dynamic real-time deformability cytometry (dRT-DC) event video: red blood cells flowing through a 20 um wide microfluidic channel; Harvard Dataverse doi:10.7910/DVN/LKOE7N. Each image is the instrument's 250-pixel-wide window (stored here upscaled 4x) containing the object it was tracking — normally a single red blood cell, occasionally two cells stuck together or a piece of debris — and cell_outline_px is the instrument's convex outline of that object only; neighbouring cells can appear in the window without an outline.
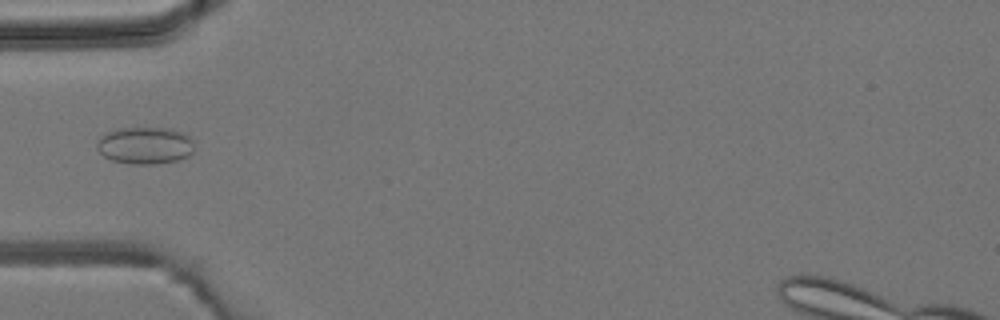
{"species": "common noctule bat (a hibernating species)", "species_latin": "Nyctalus noctula", "temperature_condition": "room temperature", "stored_images_in_passage": 1, "camera_frame_rate_fps": 3000, "um_per_image_px": 0.085, "animal": {"sex": "male", "body_mass_g": 19.2, "forearm_length_mm": 51.8}, "frame": {"image": 1, "passage_image": 1, "time_ms": 0.0, "image_size_px": [1000, 320], "cell_outline_px": [[192, 152], [188, 156], [176, 160], [152, 164], [128, 164], [112, 160], [104, 156], [96, 148], [96, 144], [100, 136], [104, 132], [116, 128], [172, 128], [184, 132], [192, 136]], "centroid_in_image_um": [12.3, 12.34], "position_along_channel_um": 72.7, "area_um2": 21.33}}